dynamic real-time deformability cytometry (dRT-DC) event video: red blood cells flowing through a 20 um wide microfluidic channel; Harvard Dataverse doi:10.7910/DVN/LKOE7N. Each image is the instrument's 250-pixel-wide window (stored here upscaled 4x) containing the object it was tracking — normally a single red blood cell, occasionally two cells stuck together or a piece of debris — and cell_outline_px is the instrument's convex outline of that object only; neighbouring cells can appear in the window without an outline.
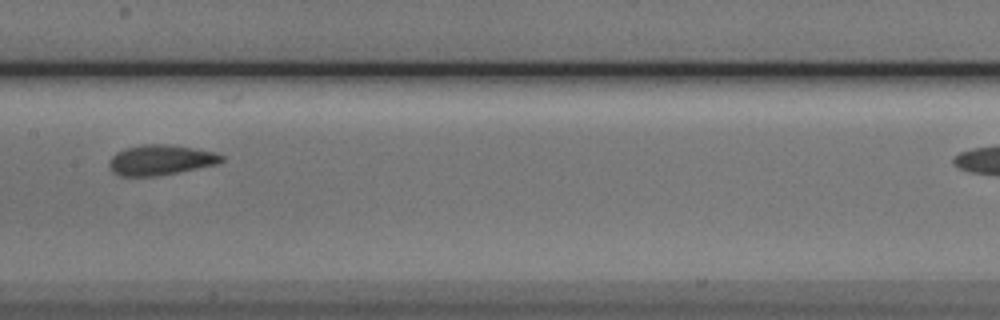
{"species": "Egyptian fruit bat (a non-hibernating species)", "species_latin": "Rousettus aegyptiacus", "temperature_condition": "cold", "stored_images_in_passage": 11, "camera_frame_rate_fps": 3000, "um_per_image_px": 0.085, "animal": {"sex": "male"}, "frame": {"image": 1, "passage_image": 7, "time_ms": 7.0, "image_size_px": [1000, 320], "cell_outline_px": [[224, 160], [216, 164], [156, 176], [120, 176], [112, 172], [108, 164], [112, 156], [116, 152], [128, 148], [144, 144], [168, 144], [216, 152], [224, 156]], "centroid_in_image_um": [13.63, 13.59], "position_along_channel_um": 193.8, "area_um2": 19.59}}
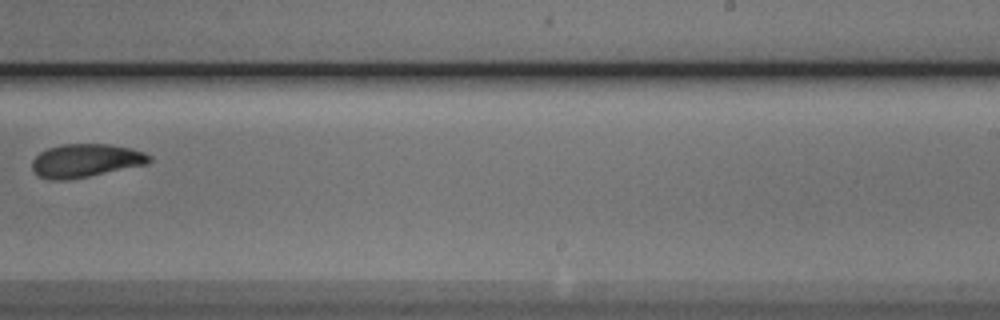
{"frame": {"image": 2, "passage_image": 10, "time_ms": 11.333, "image_size_px": [1000, 320], "cell_outline_px": [[152, 160], [148, 164], [68, 180], [52, 180], [40, 176], [32, 168], [32, 160], [40, 152], [48, 148], [60, 144], [108, 144], [132, 148], [144, 152], [152, 156]], "centroid_in_image_um": [7.31, 13.64], "position_along_channel_um": 281.7, "area_um2": 22.77}}